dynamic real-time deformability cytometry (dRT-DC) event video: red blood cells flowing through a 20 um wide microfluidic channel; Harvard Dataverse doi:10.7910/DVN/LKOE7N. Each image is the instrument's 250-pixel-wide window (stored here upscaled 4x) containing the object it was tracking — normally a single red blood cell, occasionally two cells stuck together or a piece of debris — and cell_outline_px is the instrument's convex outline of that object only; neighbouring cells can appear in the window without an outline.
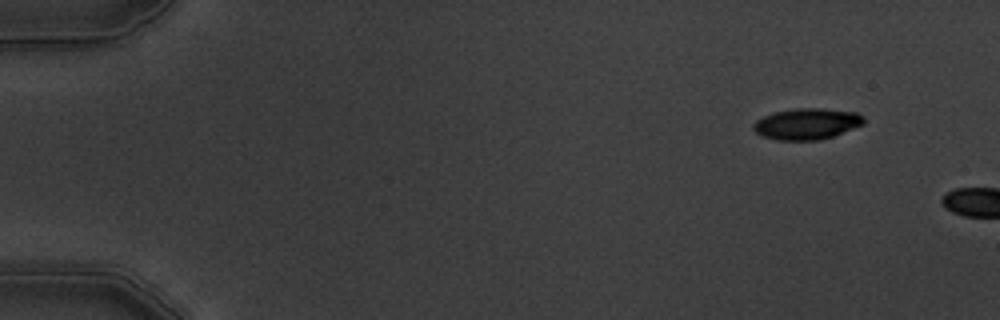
{"species": "common noctule bat (a hibernating species)", "species_latin": "Nyctalus noctula", "temperature_condition": "warm", "stored_images_in_passage": 2, "camera_frame_rate_fps": 3000, "um_per_image_px": 0.085, "animal": {"sex": "male", "body_mass_g": 19.5, "forearm_length_mm": 54.6}, "frame": {"image": 1, "passage_image": 1, "time_ms": 0.0, "image_size_px": [1000, 320], "cell_outline_px": [[864, 124], [832, 136], [820, 140], [776, 140], [764, 136], [756, 132], [752, 128], [752, 124], [756, 120], [764, 116], [776, 112], [796, 108], [820, 108], [856, 112], [864, 116]], "centroid_in_image_um": [68.58, 10.52], "position_along_channel_um": 16.4, "area_um2": 19.94}}